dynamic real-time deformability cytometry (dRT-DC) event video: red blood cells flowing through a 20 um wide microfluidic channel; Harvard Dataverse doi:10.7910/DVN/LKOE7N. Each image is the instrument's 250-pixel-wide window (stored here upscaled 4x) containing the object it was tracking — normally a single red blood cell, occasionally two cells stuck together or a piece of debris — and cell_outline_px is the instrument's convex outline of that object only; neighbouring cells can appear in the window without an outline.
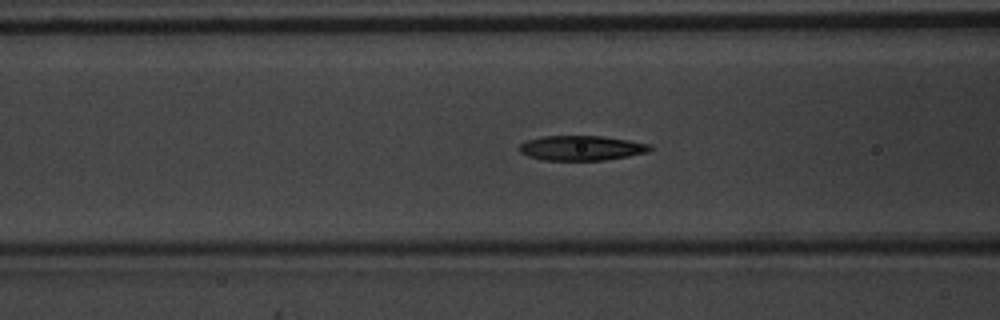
{"species": "common noctule bat (a hibernating species)", "species_latin": "Nyctalus noctula", "temperature_condition": "warm", "stored_images_in_passage": 52, "segment_of_instrument_passage": [1, 2], "camera_frame_rate_fps": 3000, "um_per_image_px": 0.085, "animal": {"sex": "male", "body_mass_g": 20.1, "forearm_length_mm": 53.5}, "frame": {"image": 1, "passage_image": 21, "time_ms": 6.667, "image_size_px": [1000, 320], "cell_outline_px": [[652, 148], [648, 152], [628, 156], [604, 160], [540, 160], [528, 156], [520, 152], [520, 144], [524, 140], [544, 136], [604, 136], [652, 144]], "centroid_in_image_um": [49.42, 12.58], "position_along_channel_um": 117.2, "area_um2": 19.02}}
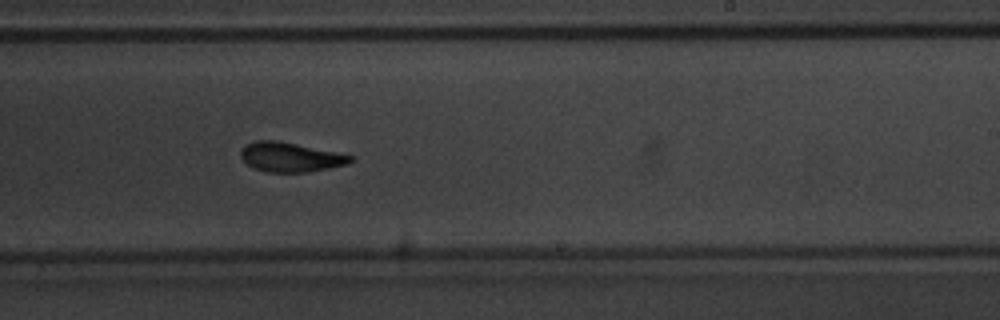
{"frame": {"image": 2, "passage_image": 32, "time_ms": 10.333, "image_size_px": [1000, 320], "cell_outline_px": [[356, 156], [348, 164], [308, 172], [268, 172], [252, 168], [240, 156], [240, 152], [248, 144], [256, 140], [276, 140]], "centroid_in_image_um": [24.7, 13.36], "position_along_channel_um": 264.3, "area_um2": 18.67}}
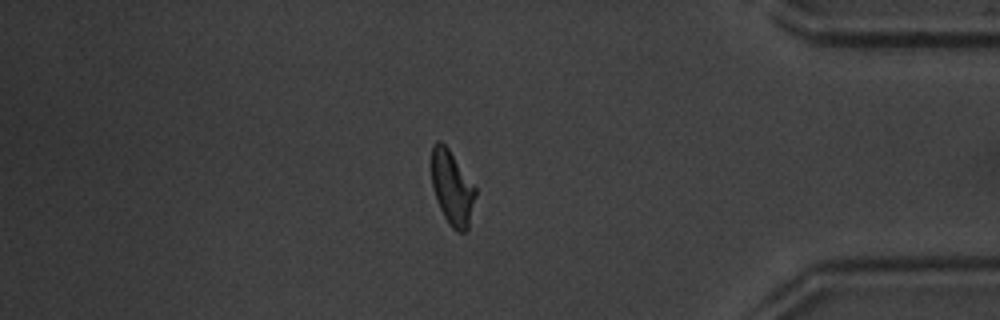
{"frame": {"image": 3, "passage_image": 44, "time_ms": 14.333, "image_size_px": [1000, 320], "cell_outline_px": [[476, 196], [468, 232], [456, 232], [452, 228], [444, 216], [440, 208], [432, 188], [432, 144], [436, 140], [440, 140], [448, 148], [476, 188]], "centroid_in_image_um": [38.44, 16.0], "position_along_channel_um": 396.8, "area_um2": 19.07}}